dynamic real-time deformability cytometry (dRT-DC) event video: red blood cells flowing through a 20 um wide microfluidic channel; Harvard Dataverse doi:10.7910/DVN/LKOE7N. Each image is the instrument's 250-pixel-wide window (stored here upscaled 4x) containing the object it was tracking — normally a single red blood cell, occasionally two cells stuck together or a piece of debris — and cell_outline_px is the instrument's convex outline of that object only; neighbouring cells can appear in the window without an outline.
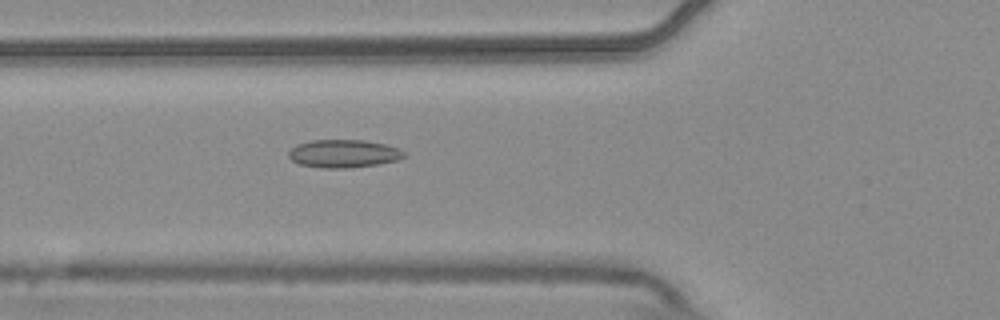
{"species": "common noctule bat (a hibernating species)", "species_latin": "Nyctalus noctula", "temperature_condition": "warm", "stored_images_in_passage": 5, "camera_frame_rate_fps": 3000, "um_per_image_px": 0.085, "animal": {"sex": "male", "body_mass_g": 20.4}, "frame": {"image": 1, "passage_image": 5, "time_ms": 1.333, "image_size_px": [1000, 320], "cell_outline_px": [[404, 156], [396, 160], [380, 164], [348, 168], [320, 168], [300, 164], [292, 160], [288, 156], [288, 152], [296, 144], [312, 140], [364, 140], [384, 144], [400, 148], [404, 152]], "centroid_in_image_um": [29.19, 13.06], "position_along_channel_um": 96.6, "area_um2": 18.84}}